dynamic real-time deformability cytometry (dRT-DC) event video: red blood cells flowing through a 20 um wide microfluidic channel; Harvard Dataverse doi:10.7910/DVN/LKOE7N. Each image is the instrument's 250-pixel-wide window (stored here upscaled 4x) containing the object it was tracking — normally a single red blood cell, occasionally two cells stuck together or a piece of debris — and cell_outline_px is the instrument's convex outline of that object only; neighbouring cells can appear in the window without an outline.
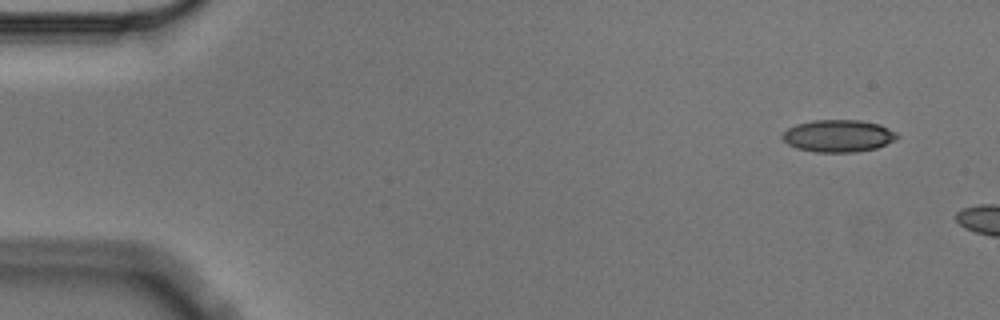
{"species": "Egyptian fruit bat (a non-hibernating species)", "species_latin": "Rousettus aegyptiacus", "temperature_condition": "cold", "stored_images_in_passage": 5, "segment_of_instrument_passage": [2, 2], "camera_frame_rate_fps": 3000, "um_per_image_px": 0.085, "animal": {"sex": "male"}, "frame": {"image": 1, "passage_image": 5, "time_ms": 1.333, "image_size_px": [1000, 320], "cell_outline_px": [[900, 136], [896, 140], [876, 148], [852, 152], [816, 152], [796, 148], [788, 144], [780, 136], [788, 128], [796, 124], [812, 120], [860, 120], [880, 124], [896, 132]], "centroid_in_image_um": [71.26, 11.54], "position_along_channel_um": 13.7, "area_um2": 21.62}}